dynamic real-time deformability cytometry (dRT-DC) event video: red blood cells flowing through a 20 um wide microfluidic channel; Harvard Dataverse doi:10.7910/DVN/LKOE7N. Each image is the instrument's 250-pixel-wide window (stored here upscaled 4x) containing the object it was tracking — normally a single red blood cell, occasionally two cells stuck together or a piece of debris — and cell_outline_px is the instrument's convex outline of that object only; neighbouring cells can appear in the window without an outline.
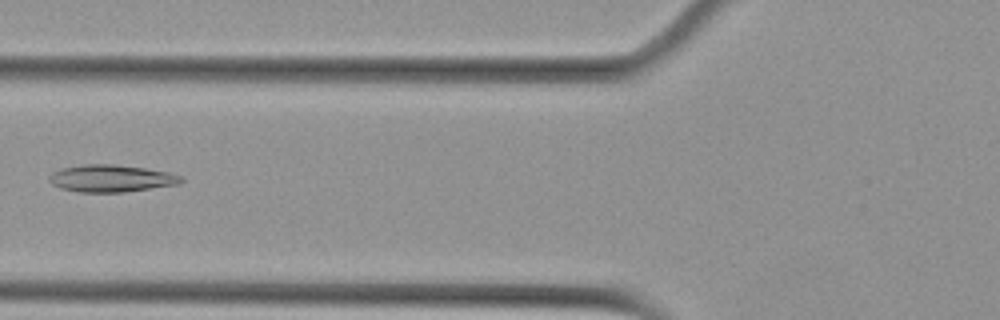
{"species": "Egyptian fruit bat (a non-hibernating species)", "species_latin": "Rousettus aegyptiacus", "temperature_condition": "cold", "stored_images_in_passage": 8, "camera_frame_rate_fps": 3000, "um_per_image_px": 0.085, "animal": {"sex": "female"}, "frame": {"image": 1, "passage_image": 5, "time_ms": 1.333, "image_size_px": [1000, 320], "cell_outline_px": [[184, 180], [180, 184], [124, 192], [80, 192], [60, 188], [52, 184], [48, 180], [48, 176], [52, 172], [60, 168], [84, 164], [116, 164], [144, 168], [168, 172], [184, 176]], "centroid_in_image_um": [9.45, 15.16], "position_along_channel_um": 116.4, "area_um2": 21.1}}
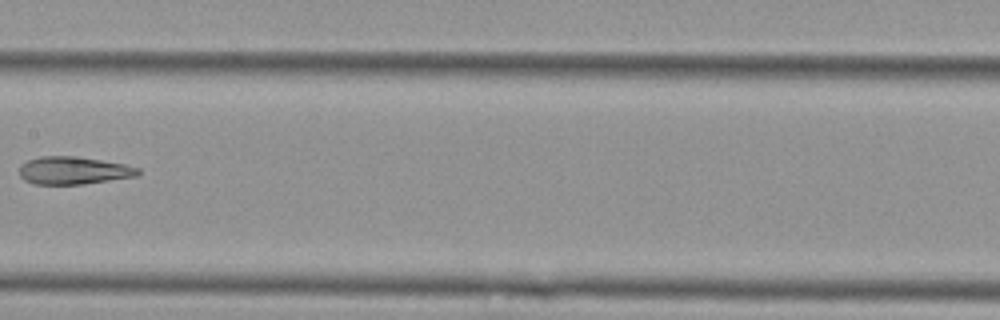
{"frame": {"image": 2, "passage_image": 7, "time_ms": 2.0, "image_size_px": [1000, 320], "cell_outline_px": [[140, 172], [136, 176], [84, 184], [36, 184], [24, 180], [20, 176], [20, 164], [28, 160], [40, 156], [76, 156], [124, 164], [140, 168]], "centroid_in_image_um": [6.23, 14.49], "position_along_channel_um": 201.2, "area_um2": 19.07}}
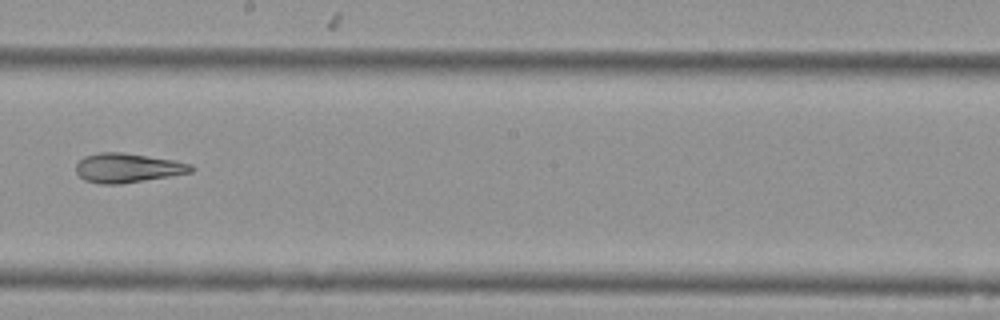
{"frame": {"image": 3, "passage_image": 8, "time_ms": 2.333, "image_size_px": [1000, 320], "cell_outline_px": [[196, 168], [192, 172], [120, 184], [100, 184], [84, 180], [76, 172], [76, 164], [84, 156], [100, 152], [120, 152], [172, 160], [192, 164]], "centroid_in_image_um": [10.83, 14.27], "position_along_channel_um": 237.4, "area_um2": 19.48}}